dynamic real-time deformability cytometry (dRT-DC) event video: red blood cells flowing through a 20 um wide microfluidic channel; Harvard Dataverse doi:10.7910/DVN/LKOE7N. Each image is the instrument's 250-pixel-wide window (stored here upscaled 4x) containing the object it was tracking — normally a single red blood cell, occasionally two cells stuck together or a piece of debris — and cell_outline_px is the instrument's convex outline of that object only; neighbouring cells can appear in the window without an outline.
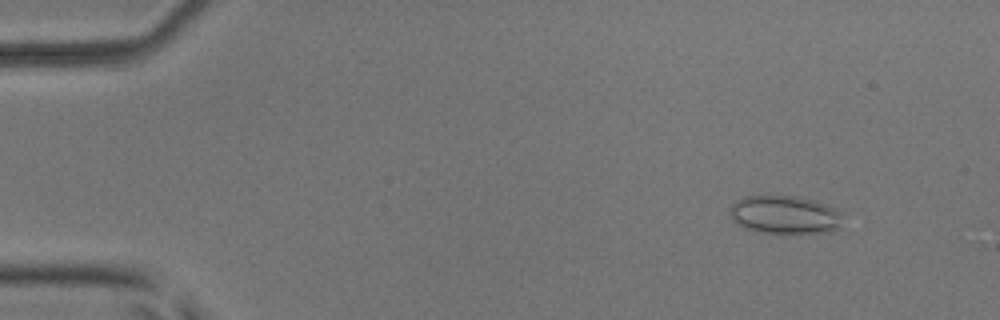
{"species": "common noctule bat (a hibernating species)", "species_latin": "Nyctalus noctula", "temperature_condition": "room temperature", "stored_images_in_passage": 50, "camera_frame_rate_fps": 3000, "um_per_image_px": 0.085, "animal": {"sex": "male", "body_mass_g": 17.9, "forearm_length_mm": 54.2}, "frame": {"image": 1, "passage_image": 6, "time_ms": 1.667, "image_size_px": [1000, 320], "cell_outline_px": [[840, 228], [832, 232], [796, 236], [764, 232], [748, 228], [732, 220], [732, 204], [736, 200], [744, 196], [800, 196], [816, 200], [840, 212]], "centroid_in_image_um": [66.77, 18.29], "position_along_channel_um": 18.2, "area_um2": 25.55}}
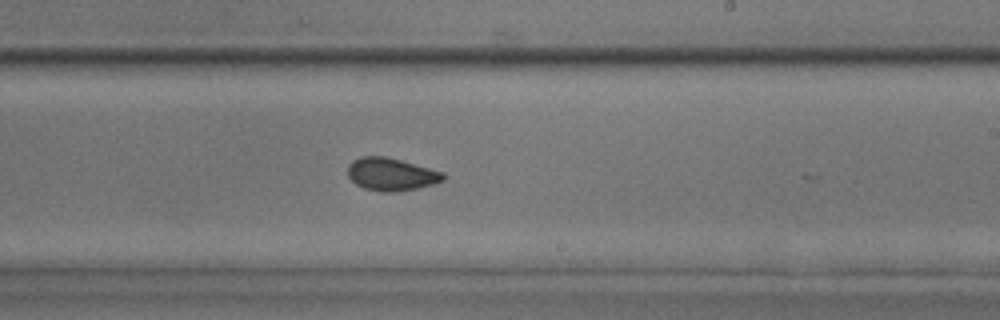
{"frame": {"image": 2, "passage_image": 32, "time_ms": 10.333, "image_size_px": [1000, 320], "cell_outline_px": [[444, 180], [436, 184], [416, 188], [392, 192], [384, 192], [364, 188], [356, 184], [348, 176], [348, 164], [352, 160], [360, 156], [384, 156], [400, 160], [444, 172]], "centroid_in_image_um": [33.24, 14.81], "position_along_channel_um": 255.8, "area_um2": 18.15}}
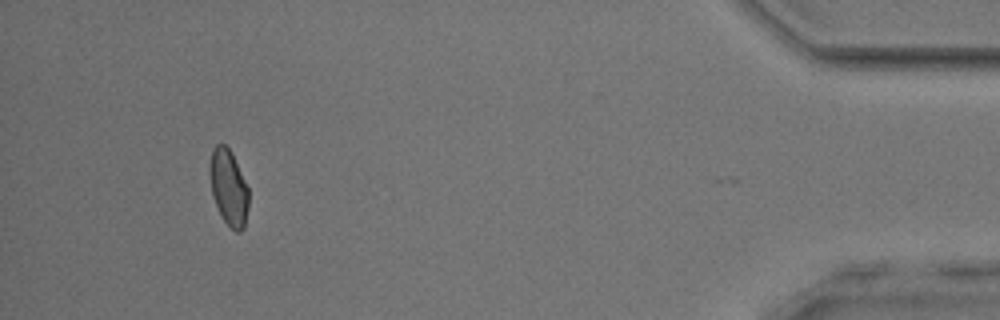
{"frame": {"image": 3, "passage_image": 49, "time_ms": 16.0, "image_size_px": [1000, 320], "cell_outline_px": [[248, 208], [244, 228], [240, 232], [236, 232], [224, 220], [212, 196], [208, 172], [208, 168], [212, 148], [216, 144], [224, 144], [232, 152], [248, 188]], "centroid_in_image_um": [19.41, 15.9], "position_along_channel_um": 415.8, "area_um2": 17.28}, "authors_computed_cell_mechanics": {"area_um2": 18.3226, "velocity_mm_per_s": 3.9645, "shape_relaxation_time_tau1_ms": 6.0863, "shape_relaxation_time_tau2_ms": 2.0657, "deformation_change_tau1": 0.1019, "deformation_change_tau2": 0.0527}}